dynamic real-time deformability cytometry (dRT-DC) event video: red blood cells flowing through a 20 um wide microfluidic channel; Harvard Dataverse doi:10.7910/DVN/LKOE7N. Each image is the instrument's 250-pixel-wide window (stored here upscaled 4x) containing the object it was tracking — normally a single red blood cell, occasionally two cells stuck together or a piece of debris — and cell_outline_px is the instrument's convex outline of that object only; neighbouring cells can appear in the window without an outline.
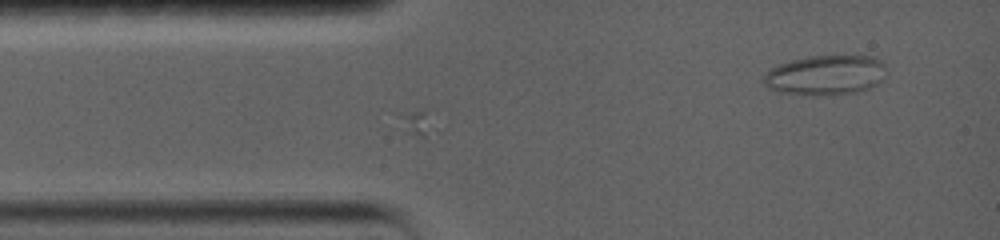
{"species": "common noctule bat (a hibernating species)", "species_latin": "Nyctalus noctula", "temperature_condition": "warm", "stored_images_in_passage": 2, "camera_frame_rate_fps": 5000, "um_per_image_px": 0.085, "animal": {"sex": "female", "body_mass_g": 19.0, "forearm_length_mm": 56.7}, "frame": {"image": 1, "passage_image": 1, "time_ms": 0.0, "image_size_px": [1000, 240], "cell_outline_px": [[884, 64], [880, 80], [876, 84], [868, 88], [856, 92], [816, 96], [780, 92], [768, 88], [764, 84], [764, 76], [772, 68], [780, 64], [792, 60], [812, 56], [872, 56], [880, 60]], "centroid_in_image_um": [70.13, 6.39], "position_along_channel_um": 14.9, "area_um2": 27.98}}